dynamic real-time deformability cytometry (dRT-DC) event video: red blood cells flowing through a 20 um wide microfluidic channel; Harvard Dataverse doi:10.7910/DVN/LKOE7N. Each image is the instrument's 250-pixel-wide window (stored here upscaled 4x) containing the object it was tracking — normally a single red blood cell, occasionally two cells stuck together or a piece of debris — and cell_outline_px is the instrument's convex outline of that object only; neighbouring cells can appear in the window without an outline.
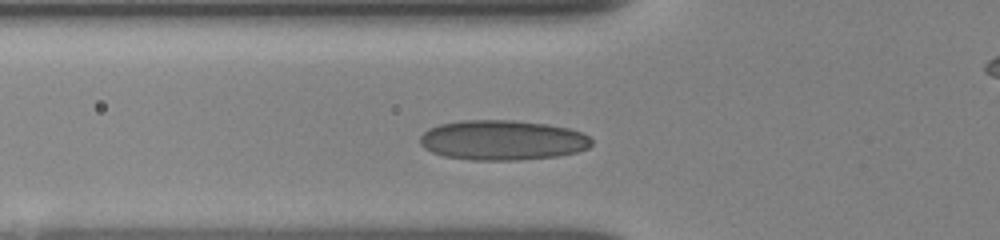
{"species": "human", "species_latin": "Homo sapiens", "temperature_condition": "room temperature", "stored_images_in_passage": 28, "camera_frame_rate_fps": 3000, "um_per_image_px": 0.085, "donor": {"sex": "female"}, "frame": {"image": 1, "passage_image": 10, "time_ms": 3.333, "image_size_px": [1000, 240], "cell_outline_px": [[592, 144], [588, 148], [576, 152], [556, 156], [520, 160], [472, 160], [444, 156], [432, 152], [424, 148], [420, 144], [420, 136], [428, 128], [440, 124], [460, 120], [512, 120], [548, 124], [568, 128], [580, 132], [588, 136], [592, 140]], "centroid_in_image_um": [42.69, 11.91], "position_along_channel_um": 83.1, "area_um2": 40.06}}
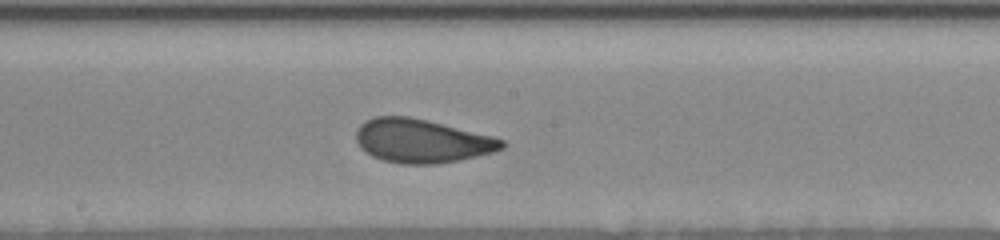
{"frame": {"image": 2, "passage_image": 20, "time_ms": 6.667, "image_size_px": [1000, 240], "cell_outline_px": [[504, 148], [492, 152], [460, 160], [436, 164], [400, 164], [384, 160], [372, 156], [364, 152], [360, 148], [356, 140], [356, 132], [360, 124], [364, 120], [376, 116], [408, 116], [428, 120], [492, 136], [504, 140]], "centroid_in_image_um": [35.81, 11.98], "position_along_channel_um": 212.4, "area_um2": 37.17}}
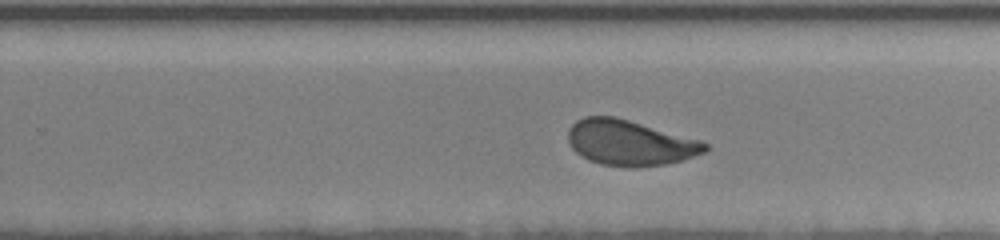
{"frame": {"image": 3, "passage_image": 25, "time_ms": 8.333, "image_size_px": [1000, 240], "cell_outline_px": [[708, 148], [704, 152], [680, 160], [664, 164], [600, 164], [588, 160], [580, 156], [572, 148], [568, 140], [568, 128], [576, 120], [584, 116], [616, 116], [700, 140], [708, 144]], "centroid_in_image_um": [53.48, 12.08], "position_along_channel_um": 276.3, "area_um2": 35.37}}